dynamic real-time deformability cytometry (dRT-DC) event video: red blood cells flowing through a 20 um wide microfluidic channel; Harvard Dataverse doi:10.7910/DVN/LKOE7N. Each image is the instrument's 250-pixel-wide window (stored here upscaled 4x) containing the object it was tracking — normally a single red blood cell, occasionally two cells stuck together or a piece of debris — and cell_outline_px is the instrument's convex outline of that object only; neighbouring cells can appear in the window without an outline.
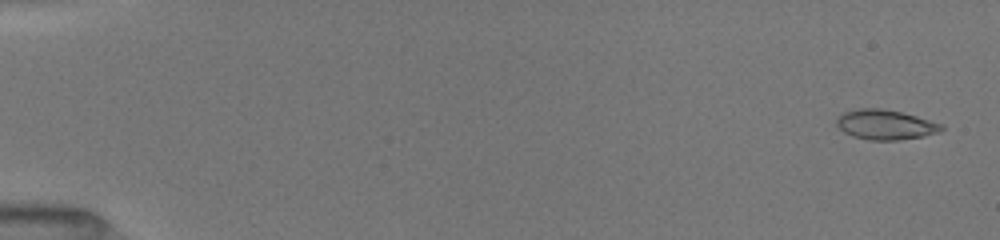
{"species": "common noctule bat (a hibernating species)", "species_latin": "Nyctalus noctula", "temperature_condition": "room temperature", "stored_images_in_passage": 18, "camera_frame_rate_fps": 3000, "um_per_image_px": 0.085, "animal": {"sex": "female", "body_mass_g": 19.5, "forearm_length_mm": 54.1}, "frame": {"image": 1, "passage_image": 2, "time_ms": 0.333, "image_size_px": [1000, 240], "cell_outline_px": [[944, 128], [940, 132], [924, 136], [900, 140], [868, 140], [852, 136], [844, 132], [836, 124], [836, 116], [844, 112], [860, 108], [880, 108], [900, 112], [916, 116], [944, 124]], "centroid_in_image_um": [75.26, 10.6], "position_along_channel_um": 9.7, "area_um2": 18.38}}
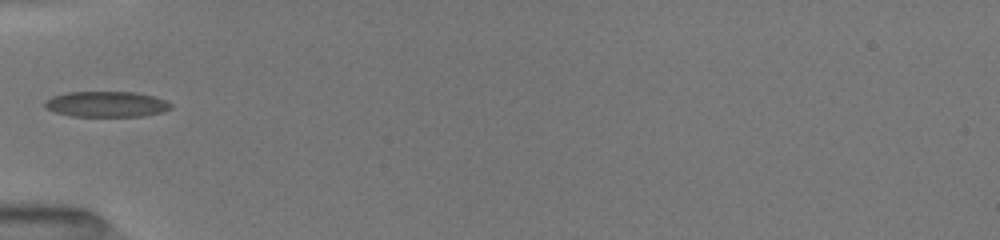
{"frame": {"image": 2, "passage_image": 10, "time_ms": 6.0, "image_size_px": [1000, 240], "cell_outline_px": [[172, 108], [164, 112], [144, 116], [72, 116], [56, 112], [44, 108], [44, 100], [52, 96], [64, 92], [136, 92], [152, 96], [164, 100], [172, 104]], "centroid_in_image_um": [9.03, 8.85], "position_along_channel_um": 76.0, "area_um2": 18.96}}
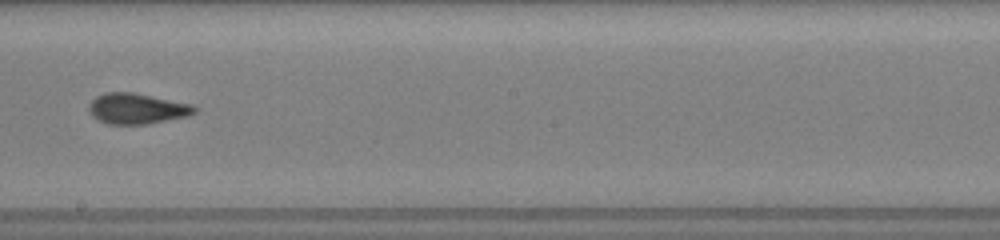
{"frame": {"image": 3, "passage_image": 17, "time_ms": 10.0, "image_size_px": [1000, 240], "cell_outline_px": [[200, 108], [196, 112], [188, 116], [148, 124], [108, 124], [92, 116], [88, 112], [88, 104], [96, 96], [104, 92], [136, 92], [192, 104]], "centroid_in_image_um": [11.66, 9.22], "position_along_channel_um": 236.5, "area_um2": 19.19}}